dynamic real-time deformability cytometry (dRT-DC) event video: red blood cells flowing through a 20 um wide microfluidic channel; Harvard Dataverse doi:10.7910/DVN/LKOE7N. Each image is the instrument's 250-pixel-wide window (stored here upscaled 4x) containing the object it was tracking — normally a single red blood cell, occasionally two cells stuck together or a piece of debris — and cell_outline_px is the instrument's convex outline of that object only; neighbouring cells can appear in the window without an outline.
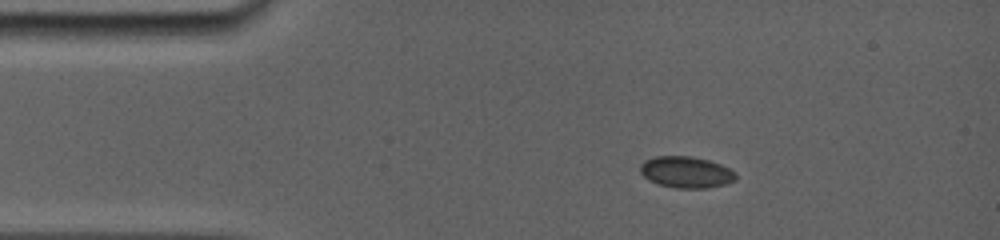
{"species": "common noctule bat (a hibernating species)", "species_latin": "Nyctalus noctula", "temperature_condition": "room temperature", "stored_images_in_passage": 10, "camera_frame_rate_fps": 5000, "um_per_image_px": 0.085, "animal": {"sex": "female", "body_mass_g": 19.0, "forearm_length_mm": 56.7}, "frame": {"image": 1, "passage_image": 1, "time_ms": 0.0, "image_size_px": [1000, 240], "cell_outline_px": [[736, 180], [728, 184], [708, 188], [676, 188], [660, 184], [648, 180], [640, 172], [640, 164], [644, 160], [656, 156], [692, 156], [708, 160], [720, 164], [736, 172]], "centroid_in_image_um": [58.34, 14.63], "position_along_channel_um": 26.7, "area_um2": 17.63}}
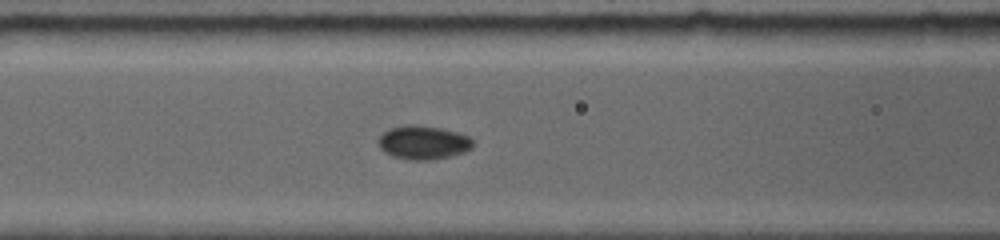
{"frame": {"image": 2, "passage_image": 7, "time_ms": 4.0, "image_size_px": [1000, 240], "cell_outline_px": [[472, 148], [464, 152], [452, 156], [428, 160], [404, 160], [392, 156], [384, 152], [380, 148], [376, 140], [388, 128], [408, 124], [416, 124], [440, 128], [456, 132], [468, 136], [472, 140]], "centroid_in_image_um": [35.92, 12.12], "position_along_channel_um": 130.7, "area_um2": 18.79}}
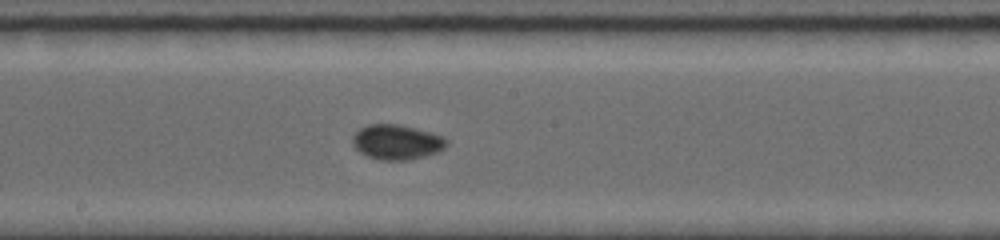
{"frame": {"image": 3, "passage_image": 10, "time_ms": 6.2, "image_size_px": [1000, 240], "cell_outline_px": [[448, 144], [444, 148], [436, 152], [424, 156], [408, 160], [380, 160], [368, 156], [360, 152], [352, 144], [352, 136], [360, 128], [368, 124], [396, 124], [416, 128], [432, 132], [444, 136], [448, 140]], "centroid_in_image_um": [33.73, 12.07], "position_along_channel_um": 214.5, "area_um2": 19.19}}